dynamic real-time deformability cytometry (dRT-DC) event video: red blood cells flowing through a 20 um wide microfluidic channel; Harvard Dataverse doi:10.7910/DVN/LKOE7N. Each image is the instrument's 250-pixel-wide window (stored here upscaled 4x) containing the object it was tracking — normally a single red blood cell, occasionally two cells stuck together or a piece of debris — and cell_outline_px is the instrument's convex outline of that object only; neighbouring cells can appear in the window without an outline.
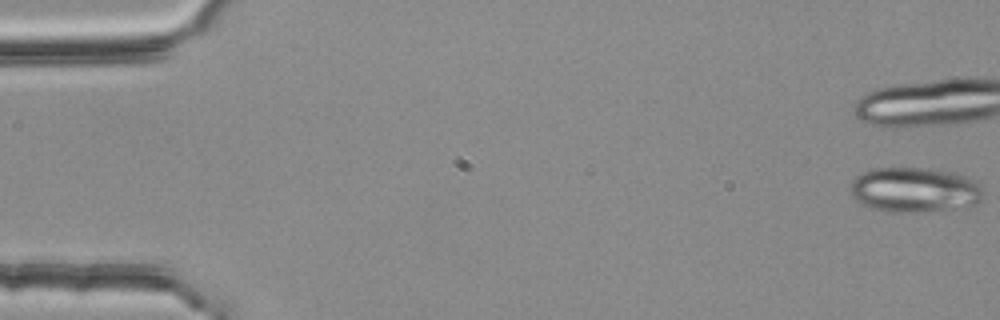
{"species": "common noctule bat (a hibernating species)", "species_latin": "Nyctalus noctula", "temperature_condition": "room temperature", "stored_images_in_passage": 14, "camera_frame_rate_fps": 3000, "um_per_image_px": 0.085, "animal": {"sex": "female", "body_mass_g": 25.1}, "frame": {"image": 1, "passage_image": 1, "time_ms": 0.0, "image_size_px": [1000, 320], "cell_outline_px": [[984, 200], [976, 208], [920, 212], [884, 212], [860, 204], [852, 196], [848, 188], [848, 184], [856, 176], [864, 172], [876, 168], [924, 168], [956, 172], [968, 176], [976, 180], [984, 188]], "centroid_in_image_um": [77.84, 16.17], "position_along_channel_um": 7.2, "area_um2": 36.3}}